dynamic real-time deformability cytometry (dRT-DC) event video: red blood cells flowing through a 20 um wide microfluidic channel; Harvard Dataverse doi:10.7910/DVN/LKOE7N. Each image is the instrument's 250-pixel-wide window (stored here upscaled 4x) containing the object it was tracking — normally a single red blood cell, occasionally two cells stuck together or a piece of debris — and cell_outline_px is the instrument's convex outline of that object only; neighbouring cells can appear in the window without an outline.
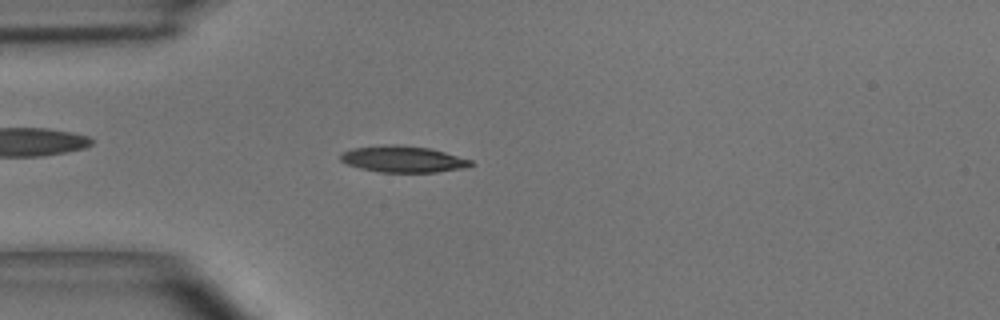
{"species": "common noctule bat (a hibernating species)", "species_latin": "Nyctalus noctula", "temperature_condition": "room temperature", "stored_images_in_passage": 4, "camera_frame_rate_fps": 3000, "um_per_image_px": 0.085, "animal": {"sex": "male", "body_mass_g": 15.6}, "frame": {"image": 1, "passage_image": 4, "time_ms": 1.0, "image_size_px": [1000, 320], "cell_outline_px": [[476, 164], [464, 168], [436, 172], [380, 172], [360, 168], [348, 164], [340, 160], [340, 156], [344, 152], [352, 148], [384, 144], [396, 144], [428, 148], [444, 152], [472, 160]], "centroid_in_image_um": [34.27, 13.52], "position_along_channel_um": 50.7, "area_um2": 20.0}}